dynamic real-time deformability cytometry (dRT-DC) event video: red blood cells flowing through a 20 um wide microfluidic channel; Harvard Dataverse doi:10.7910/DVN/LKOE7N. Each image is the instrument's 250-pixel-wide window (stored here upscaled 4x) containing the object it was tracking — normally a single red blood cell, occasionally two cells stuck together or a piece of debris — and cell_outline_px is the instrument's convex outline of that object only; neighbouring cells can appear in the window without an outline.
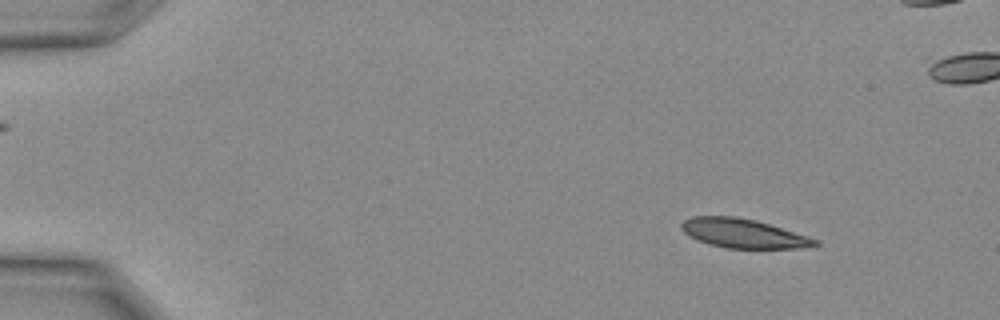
{"species": "Egyptian fruit bat (a non-hibernating species)", "species_latin": "Rousettus aegyptiacus", "temperature_condition": "warm", "stored_images_in_passage": 9, "camera_frame_rate_fps": 3000, "um_per_image_px": 0.085, "animal": {"sex": "female"}, "frame": {"image": 1, "passage_image": 3, "time_ms": 0.667, "image_size_px": [1000, 320], "cell_outline_px": [[820, 244], [808, 248], [728, 248], [712, 244], [688, 236], [680, 228], [680, 224], [684, 220], [692, 216], [732, 216], [756, 220], [808, 236], [820, 240]], "centroid_in_image_um": [63.21, 19.83], "position_along_channel_um": 21.8, "area_um2": 22.6}}